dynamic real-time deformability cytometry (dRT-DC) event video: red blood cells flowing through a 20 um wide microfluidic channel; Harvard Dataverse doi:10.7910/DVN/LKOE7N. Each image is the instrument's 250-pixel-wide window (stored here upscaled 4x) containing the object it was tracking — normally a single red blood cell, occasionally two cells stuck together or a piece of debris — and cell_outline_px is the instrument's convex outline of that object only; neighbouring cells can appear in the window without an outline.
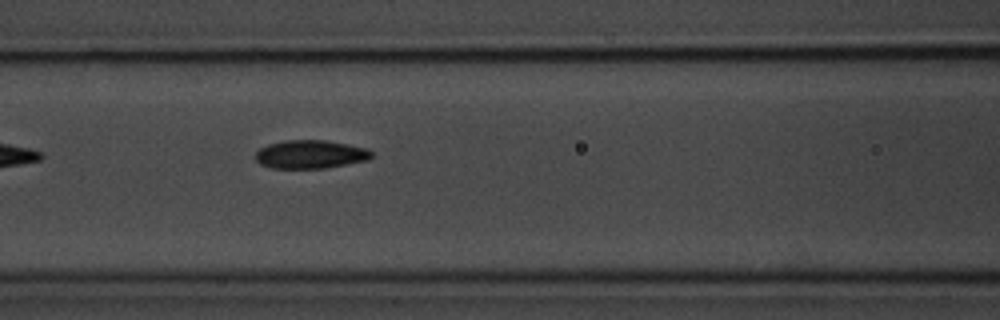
{"species": "common noctule bat (a hibernating species)", "species_latin": "Nyctalus noctula", "temperature_condition": "room temperature", "stored_images_in_passage": 18, "camera_frame_rate_fps": 3000, "um_per_image_px": 0.085, "animal": {"sex": "male", "body_mass_g": 20.1, "forearm_length_mm": 53.5}, "frame": {"image": 1, "passage_image": 8, "time_ms": 2.333, "image_size_px": [1000, 320], "cell_outline_px": [[372, 156], [368, 160], [324, 168], [272, 168], [260, 164], [256, 160], [256, 152], [260, 148], [268, 144], [284, 140], [324, 140], [348, 144], [368, 148], [372, 152]], "centroid_in_image_um": [26.38, 13.11], "position_along_channel_um": 140.2, "area_um2": 19.19}}